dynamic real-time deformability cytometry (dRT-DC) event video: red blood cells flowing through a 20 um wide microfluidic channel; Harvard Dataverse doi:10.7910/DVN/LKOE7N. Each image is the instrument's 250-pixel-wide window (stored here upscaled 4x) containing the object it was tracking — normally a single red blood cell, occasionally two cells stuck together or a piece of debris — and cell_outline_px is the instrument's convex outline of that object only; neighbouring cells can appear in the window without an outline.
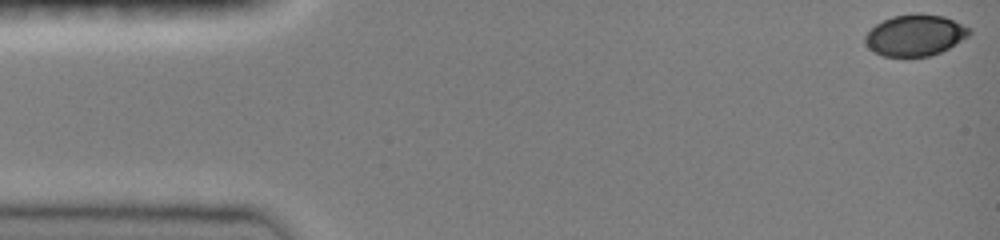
{"species": "common noctule bat (a hibernating species)", "species_latin": "Nyctalus noctula", "temperature_condition": "room temperature", "stored_images_in_passage": 46, "camera_frame_rate_fps": 3000, "um_per_image_px": 0.085, "animal": {"sex": "female", "body_mass_g": 19.0, "forearm_length_mm": 51.5}, "frame": {"image": 1, "passage_image": 1, "time_ms": 0.0, "image_size_px": [1000, 240], "cell_outline_px": [[972, 32], [968, 36], [948, 48], [940, 52], [928, 56], [884, 56], [872, 52], [864, 44], [864, 36], [876, 24], [892, 16], [916, 12], [920, 12], [944, 16], [972, 28]], "centroid_in_image_um": [77.77, 2.97], "position_along_channel_um": 7.2, "area_um2": 25.32}}
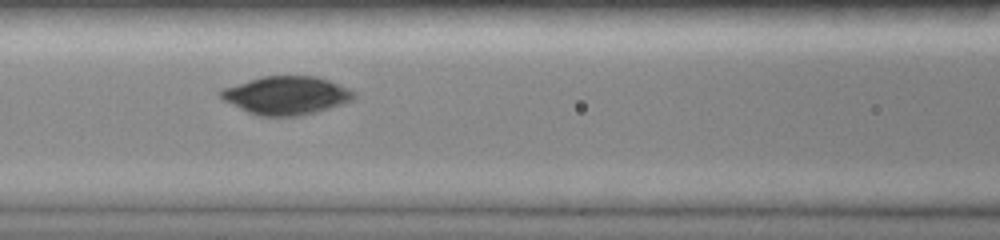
{"frame": {"image": 2, "passage_image": 20, "time_ms": 6.333, "image_size_px": [1000, 240], "cell_outline_px": [[356, 96], [352, 100], [316, 112], [300, 116], [260, 116], [248, 112], [224, 100], [220, 96], [220, 92], [224, 88], [264, 76], [316, 76], [328, 80], [348, 88], [356, 92]], "centroid_in_image_um": [24.37, 8.11], "position_along_channel_um": 142.2, "area_um2": 29.25}}
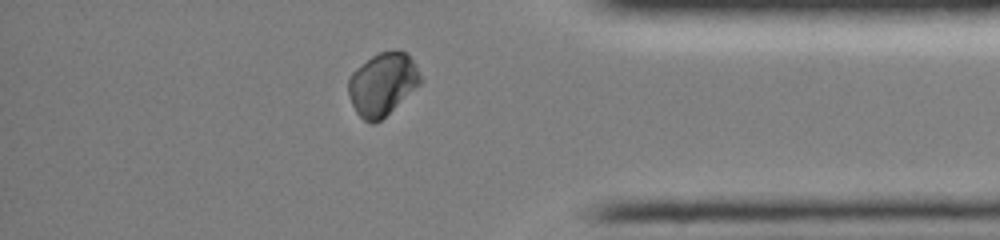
{"frame": {"image": 3, "passage_image": 40, "time_ms": 13.0, "image_size_px": [1000, 240], "cell_outline_px": [[424, 80], [420, 84], [380, 120], [372, 124], [364, 120], [356, 112], [348, 96], [348, 80], [352, 72], [356, 68], [372, 56], [380, 52], [396, 48], [408, 52]], "centroid_in_image_um": [32.52, 7.11], "position_along_channel_um": 402.7, "area_um2": 26.41}, "authors_computed_cell_mechanics": {"area_um2": 28.1197, "velocity_mm_per_s": 4.0407, "shape_relaxation_time_tau1_ms": 4.2985, "shape_relaxation_time_tau2_ms": null, "deformation_change_tau1": 0.0744, "deformation_change_tau2": null}}